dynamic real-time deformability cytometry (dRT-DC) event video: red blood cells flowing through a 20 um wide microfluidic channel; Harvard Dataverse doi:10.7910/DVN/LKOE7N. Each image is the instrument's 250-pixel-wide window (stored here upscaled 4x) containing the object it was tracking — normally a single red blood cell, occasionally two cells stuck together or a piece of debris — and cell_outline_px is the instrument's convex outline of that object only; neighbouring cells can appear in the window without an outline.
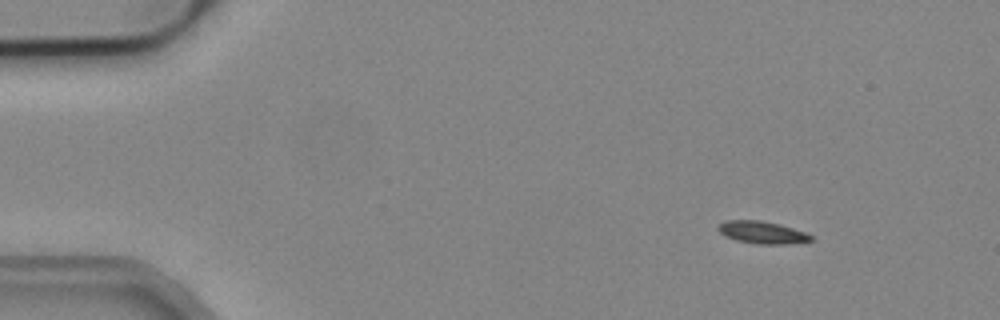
{"species": "common noctule bat (a hibernating species)", "species_latin": "Nyctalus noctula", "temperature_condition": "cold", "stored_images_in_passage": 4, "camera_frame_rate_fps": 3000, "um_per_image_px": 0.085, "animal": {"sex": "male", "body_mass_g": 19.2, "forearm_length_mm": 51.8}, "frame": {"image": 1, "passage_image": 1, "time_ms": 0.0, "image_size_px": [1000, 320], "cell_outline_px": [[812, 240], [788, 244], [756, 244], [736, 240], [720, 232], [716, 228], [724, 220], [760, 220], [792, 228], [804, 232], [812, 236]], "centroid_in_image_um": [64.76, 19.76], "position_along_channel_um": 20.2, "area_um2": 11.85}}
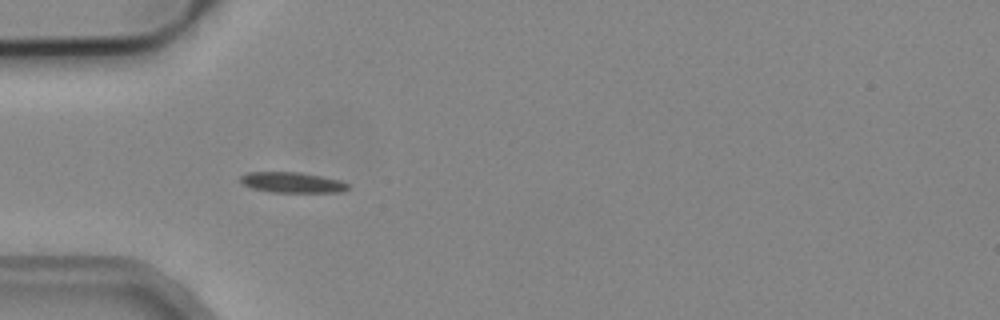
{"frame": {"image": 2, "passage_image": 3, "time_ms": 0.667, "image_size_px": [1000, 320], "cell_outline_px": [[348, 188], [344, 192], [272, 192], [252, 188], [244, 184], [240, 180], [240, 176], [248, 172], [300, 172], [340, 180], [348, 184]], "centroid_in_image_um": [24.84, 15.51], "position_along_channel_um": 60.2, "area_um2": 12.77}}